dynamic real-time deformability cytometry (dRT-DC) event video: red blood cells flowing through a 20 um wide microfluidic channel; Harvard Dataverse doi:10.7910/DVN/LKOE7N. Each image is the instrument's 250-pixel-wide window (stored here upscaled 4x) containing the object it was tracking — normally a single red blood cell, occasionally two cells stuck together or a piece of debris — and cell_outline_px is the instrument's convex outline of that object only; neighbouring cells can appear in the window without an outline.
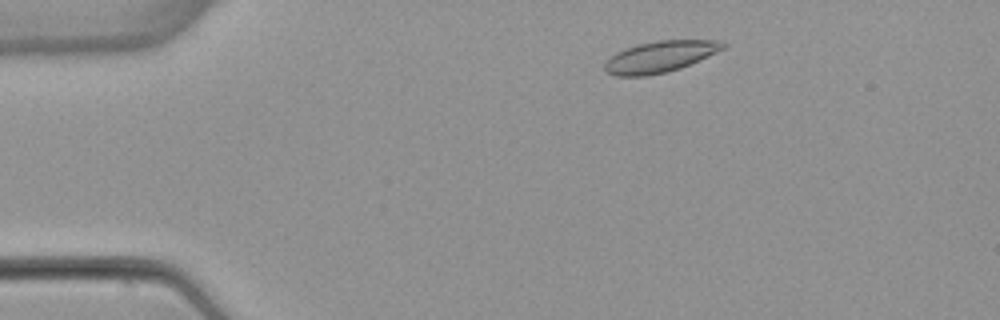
{"species": "common noctule bat (a hibernating species)", "species_latin": "Nyctalus noctula", "temperature_condition": "warm", "stored_images_in_passage": 49, "camera_frame_rate_fps": 3000, "um_per_image_px": 0.085, "animal": {"sex": "female", "body_mass_g": 22.7, "forearm_length_mm": 54.2}, "frame": {"image": 1, "passage_image": 5, "time_ms": 1.333, "image_size_px": [1000, 320], "cell_outline_px": [[728, 44], [724, 48], [700, 60], [680, 68], [668, 72], [644, 76], [616, 76], [604, 72], [604, 64], [616, 52], [624, 48], [656, 40], [720, 40]], "centroid_in_image_um": [56.1, 4.82], "position_along_channel_um": 28.9, "area_um2": 21.62}}
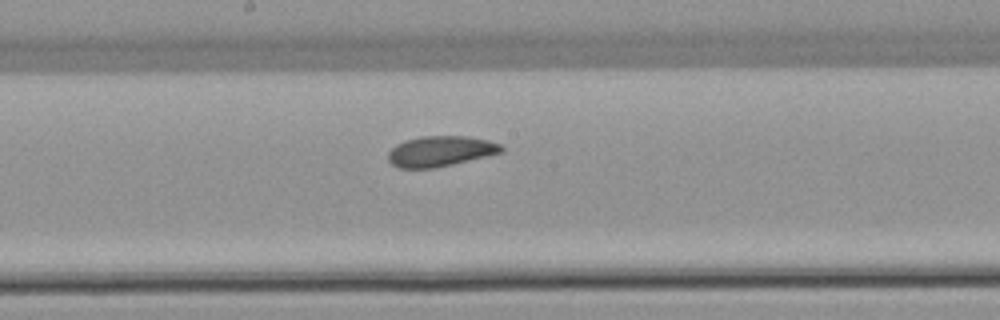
{"frame": {"image": 2, "passage_image": 24, "time_ms": 7.667, "image_size_px": [1000, 320], "cell_outline_px": [[504, 152], [436, 168], [400, 168], [392, 164], [388, 160], [388, 152], [396, 144], [404, 140], [420, 136], [464, 136], [488, 140], [500, 144], [504, 148]], "centroid_in_image_um": [37.43, 12.85], "position_along_channel_um": 210.8, "area_um2": 20.17}}
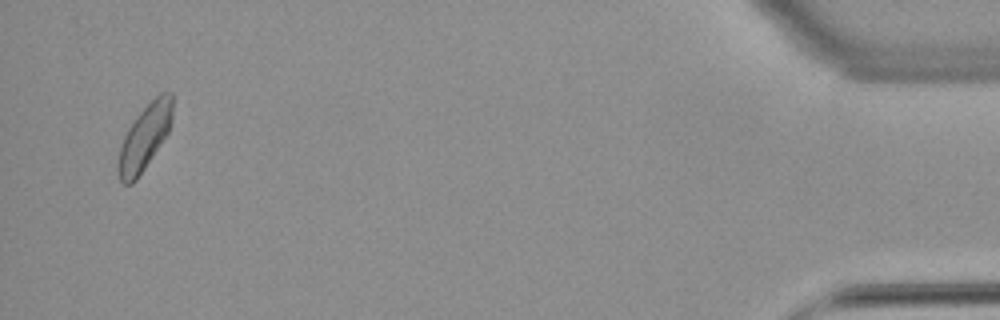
{"frame": {"image": 3, "passage_image": 47, "time_ms": 15.333, "image_size_px": [1000, 320], "cell_outline_px": [[172, 116], [168, 132], [136, 180], [132, 184], [124, 184], [120, 180], [116, 172], [116, 164], [120, 148], [124, 136], [128, 128], [136, 116], [160, 92], [172, 92]], "centroid_in_image_um": [12.26, 11.69], "position_along_channel_um": 422.9, "area_um2": 20.4}, "authors_computed_cell_mechanics": {"area_um2": 20.519, "velocity_mm_per_s": 3.8454, "shape_relaxation_time_tau1_ms": 5.2159, "shape_relaxation_time_tau2_ms": 4.2921, "deformation_change_tau1": 0.1024, "deformation_change_tau2": 0.0549}}